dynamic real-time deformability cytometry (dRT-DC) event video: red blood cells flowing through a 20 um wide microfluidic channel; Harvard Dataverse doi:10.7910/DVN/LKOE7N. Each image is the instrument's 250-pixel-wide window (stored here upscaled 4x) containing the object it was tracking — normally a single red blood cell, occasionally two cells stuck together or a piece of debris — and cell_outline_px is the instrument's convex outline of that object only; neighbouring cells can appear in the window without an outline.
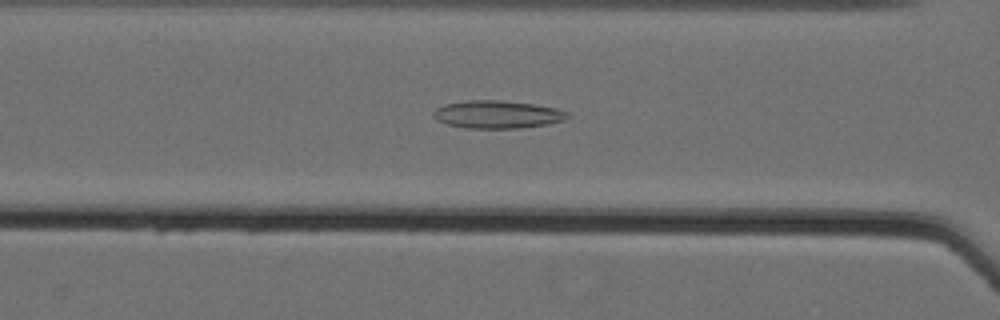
{"species": "Egyptian fruit bat (a non-hibernating species)", "species_latin": "Rousettus aegyptiacus", "temperature_condition": "cold", "stored_images_in_passage": 54, "camera_frame_rate_fps": 3000, "um_per_image_px": 0.085, "animal": {"sex": "female"}, "frame": {"image": 1, "passage_image": 23, "time_ms": 7.333, "image_size_px": [1000, 320], "cell_outline_px": [[568, 116], [564, 120], [548, 124], [520, 128], [464, 128], [448, 124], [436, 120], [432, 116], [432, 112], [436, 108], [444, 104], [468, 100], [500, 100], [532, 104], [556, 108], [568, 112]], "centroid_in_image_um": [42.23, 9.73], "position_along_channel_um": 124.4, "area_um2": 21.73}}
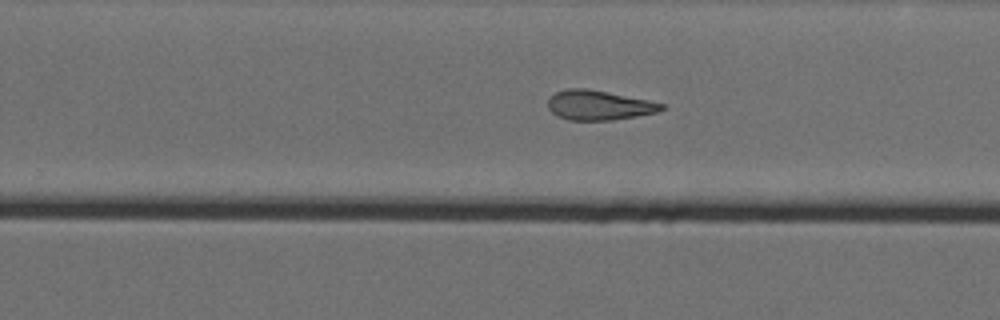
{"frame": {"image": 2, "passage_image": 36, "time_ms": 11.667, "image_size_px": [1000, 320], "cell_outline_px": [[664, 108], [660, 112], [612, 120], [568, 120], [556, 116], [548, 108], [548, 100], [556, 92], [568, 88], [588, 88], [648, 100], [664, 104]], "centroid_in_image_um": [50.9, 8.94], "position_along_channel_um": 278.9, "area_um2": 19.65}}
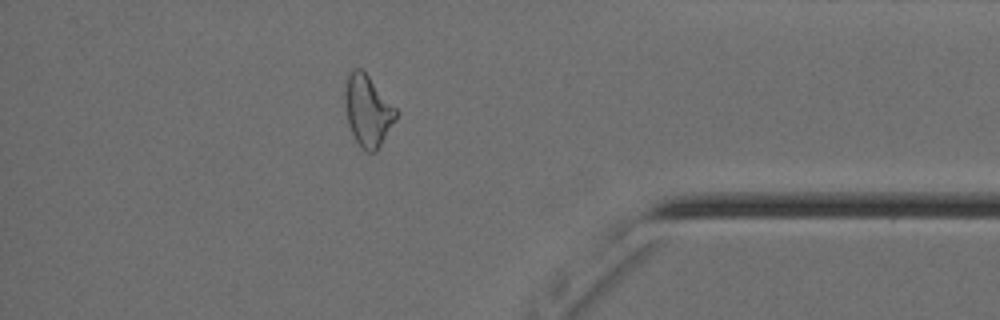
{"frame": {"image": 3, "passage_image": 48, "time_ms": 15.667, "image_size_px": [1000, 320], "cell_outline_px": [[400, 112], [396, 120], [376, 152], [368, 152], [356, 140], [348, 124], [344, 104], [344, 92], [348, 76], [352, 68], [360, 68], [368, 76]], "centroid_in_image_um": [31.27, 9.4], "position_along_channel_um": 403.9, "area_um2": 21.04}, "authors_computed_cell_mechanics": {"area_um2": 21.8195, "velocity_mm_per_s": 3.5812, "shape_relaxation_time_tau1_ms": null, "shape_relaxation_time_tau2_ms": 3.2835, "deformation_change_tau1": null, "deformation_change_tau2": 0.1308}}